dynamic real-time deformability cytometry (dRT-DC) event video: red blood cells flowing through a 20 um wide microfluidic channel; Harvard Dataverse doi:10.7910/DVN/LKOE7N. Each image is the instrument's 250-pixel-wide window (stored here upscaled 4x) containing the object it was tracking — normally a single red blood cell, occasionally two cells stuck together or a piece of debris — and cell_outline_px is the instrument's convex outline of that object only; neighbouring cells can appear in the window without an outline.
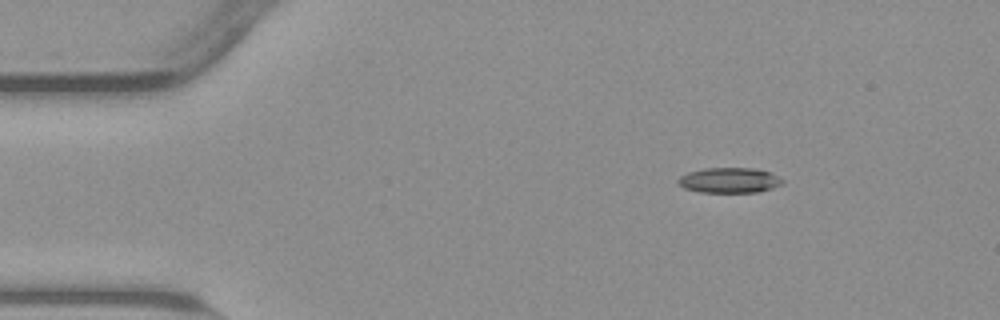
{"species": "common noctule bat (a hibernating species)", "species_latin": "Nyctalus noctula", "temperature_condition": "warm", "stored_images_in_passage": 47, "camera_frame_rate_fps": 3000, "um_per_image_px": 0.085, "animal": {"sex": "male", "body_mass_g": 23.1, "forearm_length_mm": 52.7}, "frame": {"image": 1, "passage_image": 1, "time_ms": 0.0, "image_size_px": [1000, 320], "cell_outline_px": [[784, 184], [760, 192], [700, 192], [684, 188], [676, 180], [680, 176], [688, 172], [704, 168], [752, 168], [768, 172], [784, 180]], "centroid_in_image_um": [61.99, 15.33], "position_along_channel_um": 23.0, "area_um2": 15.32}}
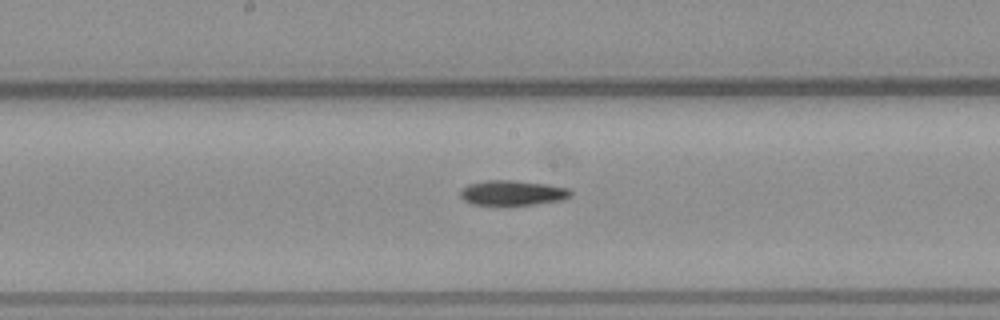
{"frame": {"image": 2, "passage_image": 21, "time_ms": 6.667, "image_size_px": [1000, 320], "cell_outline_px": [[572, 196], [564, 200], [532, 204], [472, 204], [464, 200], [460, 196], [460, 188], [468, 184], [484, 180], [512, 180], [544, 184], [572, 188]], "centroid_in_image_um": [43.58, 16.38], "position_along_channel_um": 204.6, "area_um2": 16.07}}
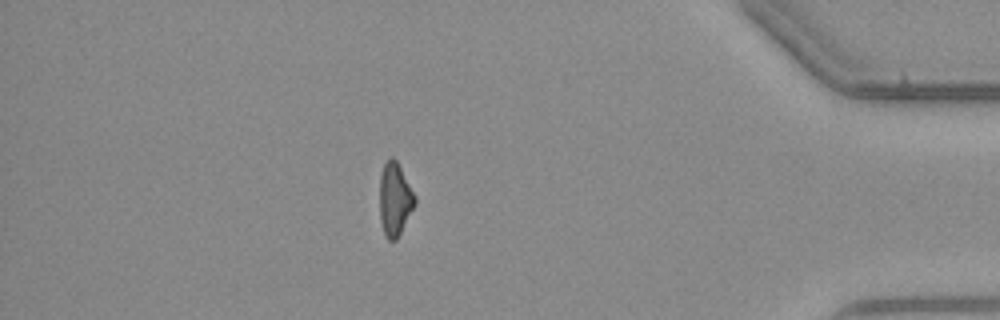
{"frame": {"image": 3, "passage_image": 40, "time_ms": 13.0, "image_size_px": [1000, 320], "cell_outline_px": [[416, 204], [396, 240], [388, 240], [384, 236], [380, 220], [380, 176], [384, 164], [388, 156], [392, 156], [396, 160], [416, 196]], "centroid_in_image_um": [33.55, 16.94], "position_along_channel_um": 401.6, "area_um2": 15.09}, "authors_computed_cell_mechanics": {"area_um2": 16.0684, "velocity_mm_per_s": 3.8386, "shape_relaxation_time_tau1_ms": 4.5609, "shape_relaxation_time_tau2_ms": null, "deformation_change_tau1": 0.1619, "deformation_change_tau2": null}}